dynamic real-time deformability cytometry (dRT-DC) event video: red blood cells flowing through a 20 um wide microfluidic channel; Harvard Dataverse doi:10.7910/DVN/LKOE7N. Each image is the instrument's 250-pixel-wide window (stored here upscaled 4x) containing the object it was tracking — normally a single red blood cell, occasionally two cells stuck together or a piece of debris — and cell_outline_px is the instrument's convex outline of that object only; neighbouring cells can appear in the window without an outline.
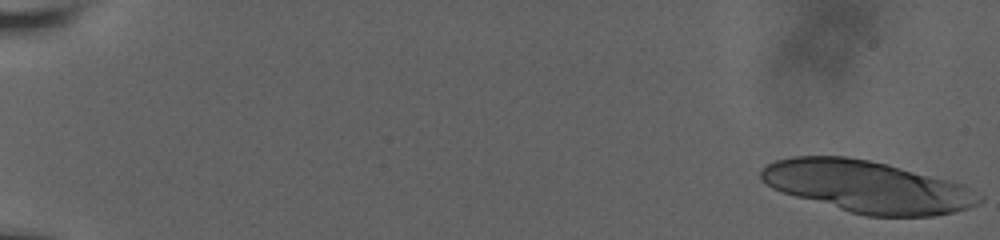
{"species": "human", "species_latin": "Homo sapiens", "temperature_condition": "room temperature", "stored_images_in_passage": 21, "camera_frame_rate_fps": 3000, "um_per_image_px": 0.085, "donor": {"sex": "male"}, "frame": {"image": 1, "passage_image": 1, "time_ms": 0.0, "image_size_px": [1000, 240], "cell_outline_px": [[984, 200], [968, 208], [952, 212], [932, 216], [864, 216], [796, 196], [772, 188], [764, 184], [760, 180], [760, 168], [776, 160], [792, 156], [844, 156], [868, 160], [888, 164], [964, 184], [984, 196]], "centroid_in_image_um": [73.73, 15.86], "position_along_channel_um": 11.3, "area_um2": 65.78}}